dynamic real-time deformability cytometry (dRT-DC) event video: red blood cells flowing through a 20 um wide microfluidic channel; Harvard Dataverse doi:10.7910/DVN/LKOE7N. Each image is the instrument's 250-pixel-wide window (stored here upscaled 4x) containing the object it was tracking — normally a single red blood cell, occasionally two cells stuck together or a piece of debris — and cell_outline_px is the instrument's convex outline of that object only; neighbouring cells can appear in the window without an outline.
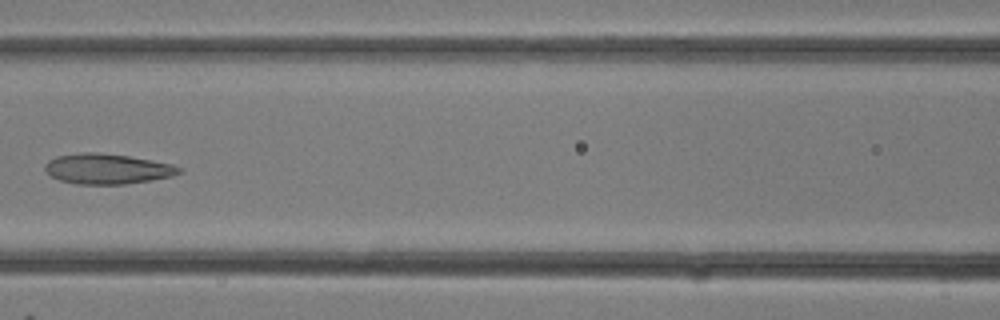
{"species": "common noctule bat (a hibernating species)", "species_latin": "Nyctalus noctula", "temperature_condition": "room temperature", "stored_images_in_passage": 20, "camera_frame_rate_fps": 3000, "um_per_image_px": 0.085, "animal": {"sex": "female"}, "frame": {"image": 1, "passage_image": 15, "time_ms": 4.667, "image_size_px": [1000, 320], "cell_outline_px": [[184, 172], [172, 176], [152, 180], [124, 184], [76, 184], [60, 180], [52, 176], [44, 168], [44, 164], [48, 160], [56, 156], [84, 152], [96, 152], [128, 156], [172, 164], [184, 168]], "centroid_in_image_um": [9.15, 14.35], "position_along_channel_um": 157.5, "area_um2": 23.7}}
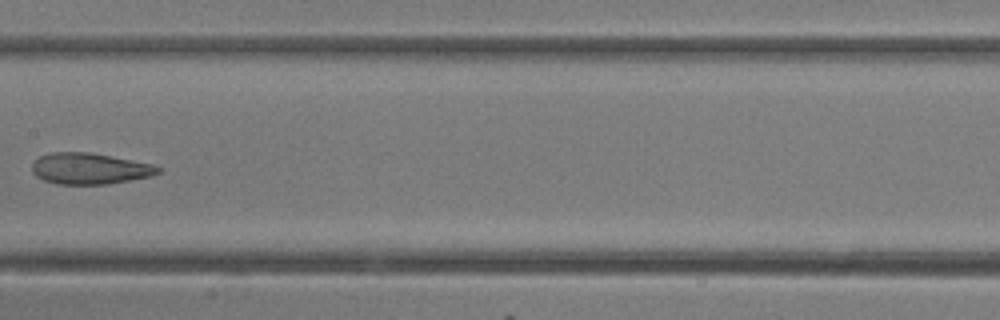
{"frame": {"image": 2, "passage_image": 17, "time_ms": 5.333, "image_size_px": [1000, 320], "cell_outline_px": [[164, 168], [160, 172], [152, 176], [108, 184], [56, 184], [44, 180], [36, 176], [32, 172], [32, 164], [40, 156], [52, 152], [88, 152], [156, 164]], "centroid_in_image_um": [7.67, 14.33], "position_along_channel_um": 199.7, "area_um2": 23.06}}
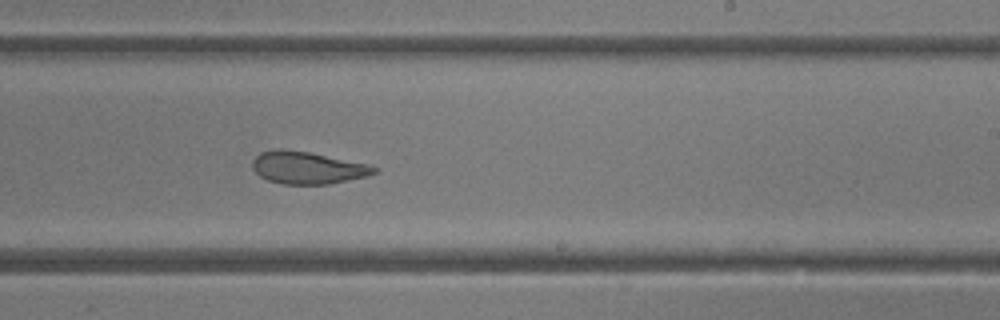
{"frame": {"image": 3, "passage_image": 20, "time_ms": 6.333, "image_size_px": [1000, 320], "cell_outline_px": [[376, 172], [368, 176], [328, 184], [284, 184], [268, 180], [260, 176], [252, 168], [252, 160], [260, 152], [280, 148], [308, 152], [368, 164], [376, 168]], "centroid_in_image_um": [26.1, 14.25], "position_along_channel_um": 262.9, "area_um2": 22.72}}